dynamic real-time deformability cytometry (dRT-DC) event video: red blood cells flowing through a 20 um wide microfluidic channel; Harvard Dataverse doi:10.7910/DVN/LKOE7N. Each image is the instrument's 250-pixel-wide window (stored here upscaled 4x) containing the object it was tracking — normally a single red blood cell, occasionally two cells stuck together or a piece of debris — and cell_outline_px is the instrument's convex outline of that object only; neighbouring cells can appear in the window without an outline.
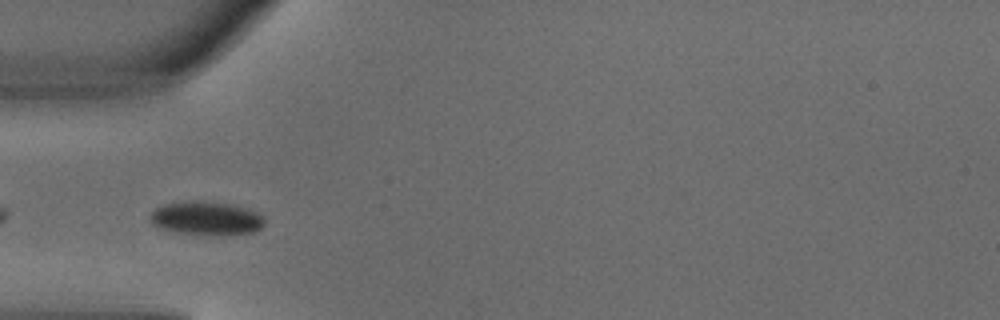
{"species": "common noctule bat (a hibernating species)", "species_latin": "Nyctalus noctula", "temperature_condition": "warm", "stored_images_in_passage": 3, "camera_frame_rate_fps": 3000, "um_per_image_px": 0.085, "animal": {"sex": "male", "body_mass_g": 18.8}, "frame": {"image": 1, "passage_image": 3, "time_ms": 0.667, "image_size_px": [1000, 320], "cell_outline_px": [[264, 224], [260, 228], [252, 232], [224, 236], [176, 232], [160, 228], [152, 224], [148, 216], [156, 208], [164, 204], [192, 200], [200, 200], [232, 204], [248, 208], [256, 212], [264, 220]], "centroid_in_image_um": [17.52, 18.55], "position_along_channel_um": 67.5, "area_um2": 22.6}}